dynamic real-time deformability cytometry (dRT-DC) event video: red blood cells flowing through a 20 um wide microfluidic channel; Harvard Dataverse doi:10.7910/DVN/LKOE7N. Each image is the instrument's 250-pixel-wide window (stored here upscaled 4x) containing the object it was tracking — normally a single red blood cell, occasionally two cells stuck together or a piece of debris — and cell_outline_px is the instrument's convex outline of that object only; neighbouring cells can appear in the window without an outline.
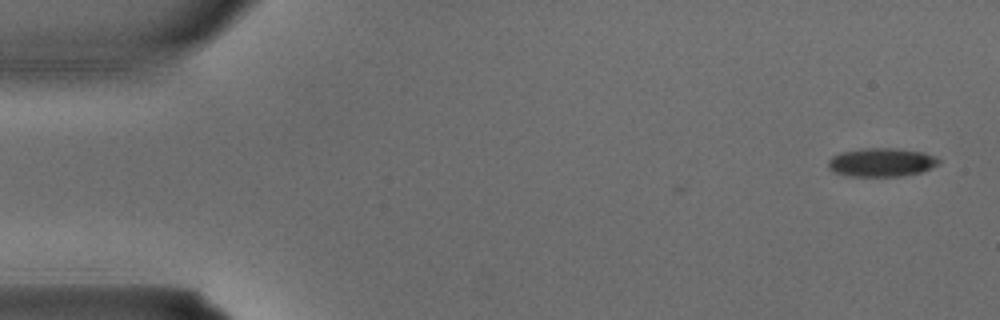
{"species": "common noctule bat (a hibernating species)", "species_latin": "Nyctalus noctula", "temperature_condition": "warm", "stored_images_in_passage": 3, "camera_frame_rate_fps": 3000, "um_per_image_px": 0.085, "animal": {"sex": "male", "body_mass_g": 15.6}, "frame": {"image": 1, "passage_image": 1, "time_ms": 0.0, "image_size_px": [1000, 320], "cell_outline_px": [[940, 164], [920, 172], [900, 176], [848, 176], [836, 172], [828, 168], [828, 160], [832, 156], [840, 152], [864, 148], [892, 148], [924, 152], [936, 156], [940, 160]], "centroid_in_image_um": [74.93, 13.79], "position_along_channel_um": 10.1, "area_um2": 18.44}}